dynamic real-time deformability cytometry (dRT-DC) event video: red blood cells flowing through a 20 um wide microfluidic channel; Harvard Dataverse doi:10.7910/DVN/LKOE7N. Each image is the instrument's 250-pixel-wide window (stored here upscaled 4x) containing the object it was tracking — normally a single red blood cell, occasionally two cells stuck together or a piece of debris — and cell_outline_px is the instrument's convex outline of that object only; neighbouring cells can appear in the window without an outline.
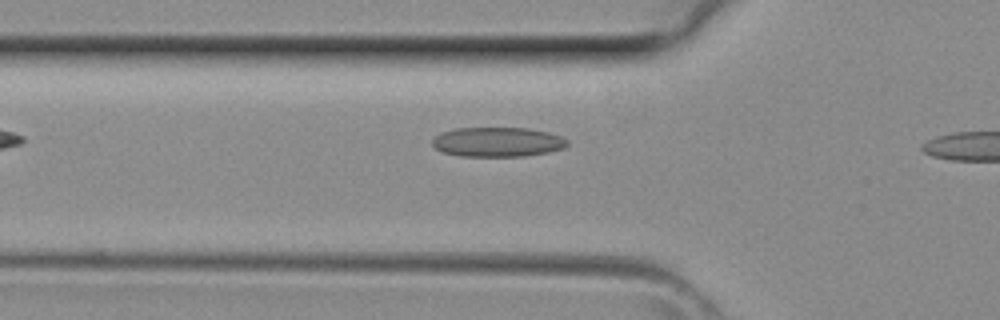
{"species": "common noctule bat (a hibernating species)", "species_latin": "Nyctalus noctula", "temperature_condition": "room temperature", "stored_images_in_passage": 4, "camera_frame_rate_fps": 3000, "um_per_image_px": 0.085, "animal": {"sex": "female", "body_mass_g": 29.2, "forearm_length_mm": 56.3}, "frame": {"image": 1, "passage_image": 2, "time_ms": 0.333, "image_size_px": [1000, 320], "cell_outline_px": [[568, 144], [564, 148], [548, 152], [524, 156], [460, 156], [440, 152], [432, 144], [432, 140], [440, 132], [456, 128], [528, 128], [548, 132], [560, 136], [568, 140]], "centroid_in_image_um": [42.27, 12.07], "position_along_channel_um": 83.5, "area_um2": 23.35}}